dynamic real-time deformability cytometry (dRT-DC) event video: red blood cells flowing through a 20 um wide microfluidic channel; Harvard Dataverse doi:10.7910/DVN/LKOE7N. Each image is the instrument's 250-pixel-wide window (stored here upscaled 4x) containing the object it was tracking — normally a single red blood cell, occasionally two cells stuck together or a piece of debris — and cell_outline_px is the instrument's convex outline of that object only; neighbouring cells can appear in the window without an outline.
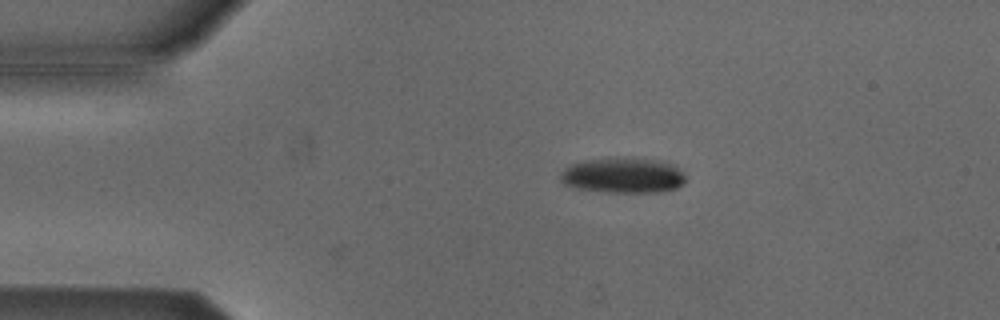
{"species": "Egyptian fruit bat (a non-hibernating species)", "species_latin": "Rousettus aegyptiacus", "temperature_condition": "cold", "stored_images_in_passage": 35, "camera_frame_rate_fps": 3000, "um_per_image_px": 0.085, "animal": {"sex": "male"}, "frame": {"image": 1, "passage_image": 2, "time_ms": 0.333, "image_size_px": [1000, 320], "cell_outline_px": [[688, 180], [684, 184], [676, 188], [660, 192], [608, 192], [576, 188], [564, 184], [560, 180], [560, 172], [564, 168], [572, 164], [592, 160], [652, 160], [672, 164]], "centroid_in_image_um": [52.95, 14.96], "position_along_channel_um": 32.0, "area_um2": 24.85}}
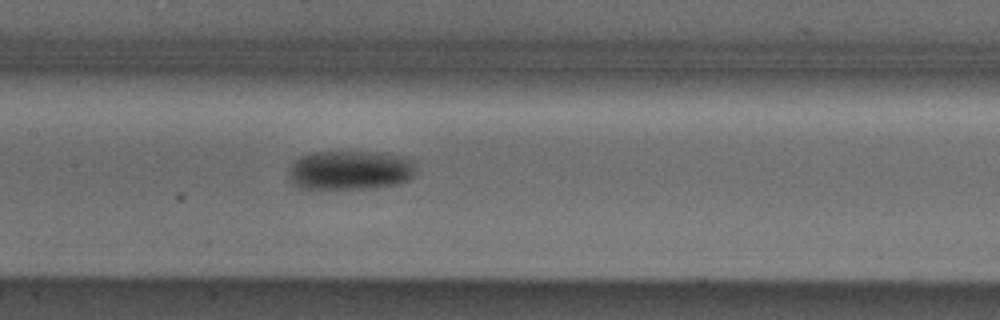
{"frame": {"image": 2, "passage_image": 17, "time_ms": 5.333, "image_size_px": [1000, 320], "cell_outline_px": [[416, 172], [408, 180], [400, 184], [372, 188], [312, 192], [300, 188], [292, 180], [288, 172], [288, 168], [300, 156], [308, 152], [380, 152], [404, 156], [412, 160], [416, 164]], "centroid_in_image_um": [29.75, 14.51], "position_along_channel_um": 177.7, "area_um2": 30.35}}
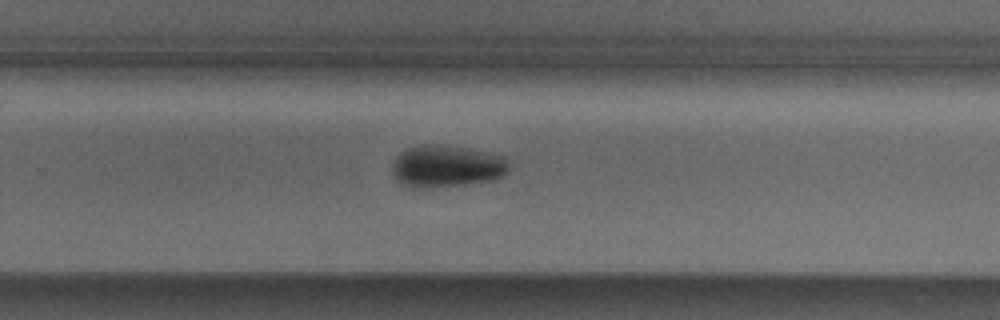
{"frame": {"image": 3, "passage_image": 26, "time_ms": 8.333, "image_size_px": [1000, 320], "cell_outline_px": [[508, 172], [504, 176], [492, 180], [464, 184], [428, 188], [412, 188], [396, 180], [392, 176], [392, 164], [400, 152], [408, 148], [424, 144], [444, 144], [508, 156]], "centroid_in_image_um": [37.97, 14.12], "position_along_channel_um": 291.8, "area_um2": 28.96}, "authors_computed_cell_mechanics": {"area_um2": 28.0908, "velocity_mm_per_s": 3.815, "shape_relaxation_time_tau1_ms": 2.4606, "shape_relaxation_time_tau2_ms": null, "deformation_change_tau1": 0.1019, "deformation_change_tau2": null}}